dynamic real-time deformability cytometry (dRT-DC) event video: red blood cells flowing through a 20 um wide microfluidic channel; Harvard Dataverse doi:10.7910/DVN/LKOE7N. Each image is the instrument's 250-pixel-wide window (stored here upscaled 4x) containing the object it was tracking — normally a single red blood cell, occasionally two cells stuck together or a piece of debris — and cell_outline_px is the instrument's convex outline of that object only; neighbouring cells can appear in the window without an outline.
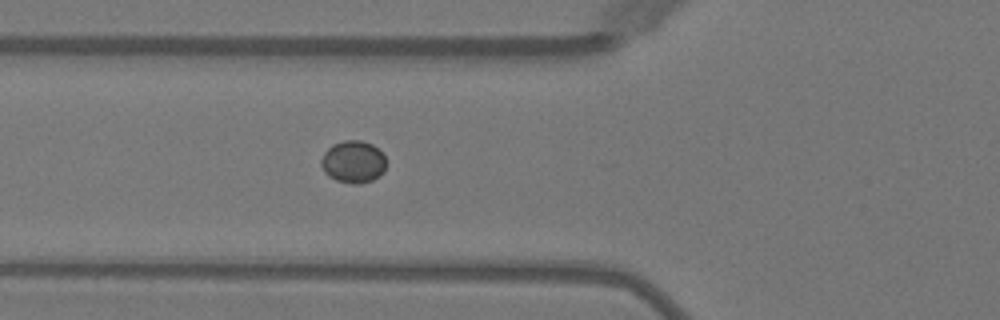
{"species": "Egyptian fruit bat (a non-hibernating species)", "species_latin": "Rousettus aegyptiacus", "temperature_condition": "warm", "stored_images_in_passage": 5, "camera_frame_rate_fps": 3000, "um_per_image_px": 0.085, "animal": {"sex": "female"}, "frame": {"image": 1, "passage_image": 5, "time_ms": 6.0, "image_size_px": [1000, 320], "cell_outline_px": [[384, 172], [372, 180], [360, 184], [352, 184], [336, 180], [328, 176], [324, 172], [320, 164], [320, 160], [324, 152], [332, 144], [344, 140], [360, 140], [372, 144], [384, 156]], "centroid_in_image_um": [29.98, 13.76], "position_along_channel_um": 95.8, "area_um2": 16.01}}